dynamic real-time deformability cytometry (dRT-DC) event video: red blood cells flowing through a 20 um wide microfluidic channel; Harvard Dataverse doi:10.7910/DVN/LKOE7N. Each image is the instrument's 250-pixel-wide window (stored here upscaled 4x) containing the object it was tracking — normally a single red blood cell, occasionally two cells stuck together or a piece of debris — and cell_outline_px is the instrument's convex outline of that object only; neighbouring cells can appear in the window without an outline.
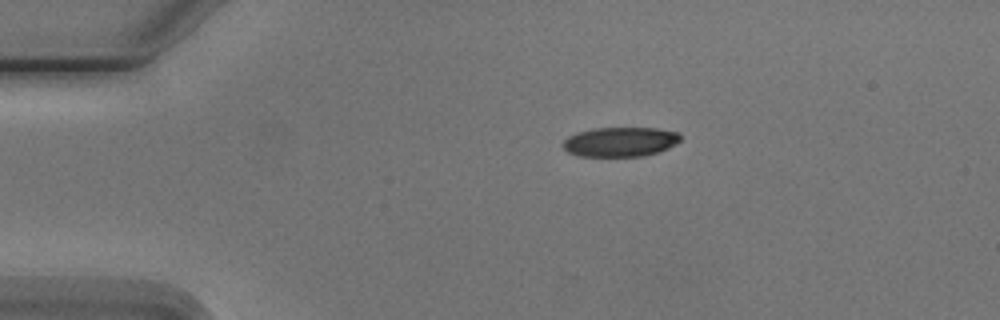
{"species": "Egyptian fruit bat (a non-hibernating species)", "species_latin": "Rousettus aegyptiacus", "temperature_condition": "cold", "stored_images_in_passage": 2, "camera_frame_rate_fps": 3000, "um_per_image_px": 0.085, "animal": {"sex": "male"}, "frame": {"image": 1, "passage_image": 1, "time_ms": 0.0, "image_size_px": [1000, 320], "cell_outline_px": [[680, 140], [668, 148], [644, 156], [576, 156], [568, 152], [564, 148], [564, 140], [568, 136], [576, 132], [592, 128], [656, 128], [680, 132]], "centroid_in_image_um": [52.7, 12.05], "position_along_channel_um": 32.3, "area_um2": 20.23}}